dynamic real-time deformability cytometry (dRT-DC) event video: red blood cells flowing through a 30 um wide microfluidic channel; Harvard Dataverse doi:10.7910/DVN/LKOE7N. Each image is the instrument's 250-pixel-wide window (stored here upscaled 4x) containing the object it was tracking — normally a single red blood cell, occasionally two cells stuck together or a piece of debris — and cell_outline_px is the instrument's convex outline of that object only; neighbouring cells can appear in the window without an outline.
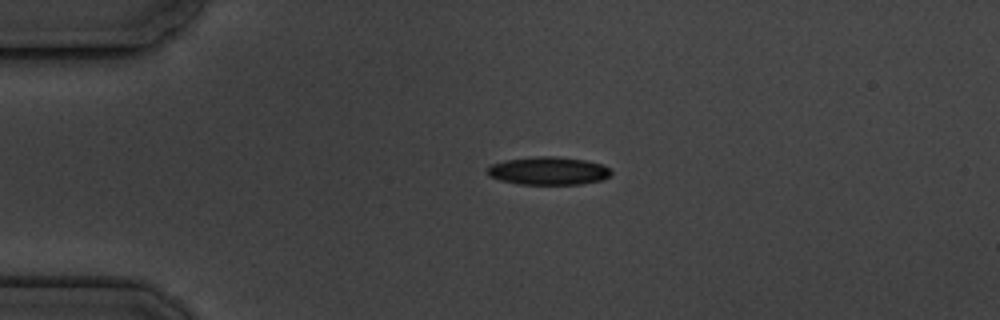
{"species": "common noctule bat (a hibernating species)", "species_latin": "Nyctalus noctula", "temperature_condition": "cold", "stored_images_in_passage": 2, "camera_frame_rate_fps": 3000, "um_per_image_px": 0.085, "animal": {"sex": "male", "body_mass_g": 19.5, "forearm_length_mm": 54.6}, "frame": {"image": 1, "passage_image": 1, "time_ms": 0.0, "image_size_px": [1000, 320], "cell_outline_px": [[612, 172], [604, 180], [580, 184], [516, 184], [500, 180], [488, 176], [484, 172], [492, 164], [504, 160], [536, 156], [556, 156], [588, 160], [600, 164], [608, 168]], "centroid_in_image_um": [46.58, 14.52], "position_along_channel_um": 38.4, "area_um2": 20.4}}